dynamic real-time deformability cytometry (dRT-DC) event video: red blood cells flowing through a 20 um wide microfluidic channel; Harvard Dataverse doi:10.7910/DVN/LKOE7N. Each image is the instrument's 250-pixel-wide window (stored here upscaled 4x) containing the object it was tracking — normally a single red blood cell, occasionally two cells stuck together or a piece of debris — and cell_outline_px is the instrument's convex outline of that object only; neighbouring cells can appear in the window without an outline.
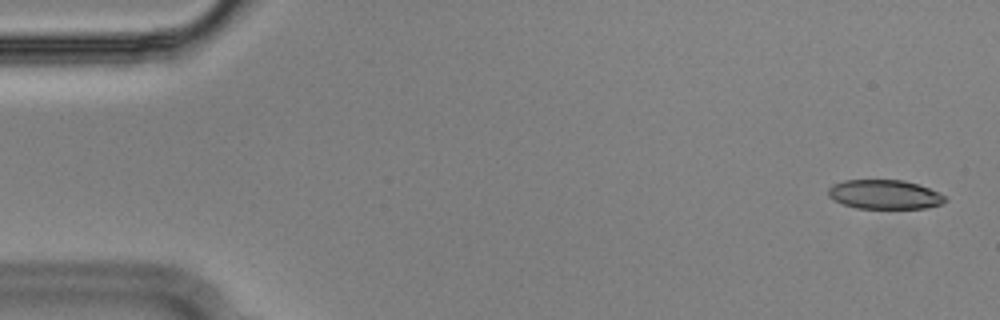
{"species": "Egyptian fruit bat (a non-hibernating species)", "species_latin": "Rousettus aegyptiacus", "temperature_condition": "cold", "stored_images_in_passage": 55, "camera_frame_rate_fps": 3000, "um_per_image_px": 0.085, "animal": {"sex": "male"}, "frame": {"image": 1, "passage_image": 2, "time_ms": 0.333, "image_size_px": [1000, 320], "cell_outline_px": [[948, 200], [940, 204], [928, 208], [856, 208], [844, 204], [828, 196], [828, 188], [832, 184], [844, 180], [904, 180], [940, 192]], "centroid_in_image_um": [75.19, 16.52], "position_along_channel_um": 9.8, "area_um2": 19.83}}
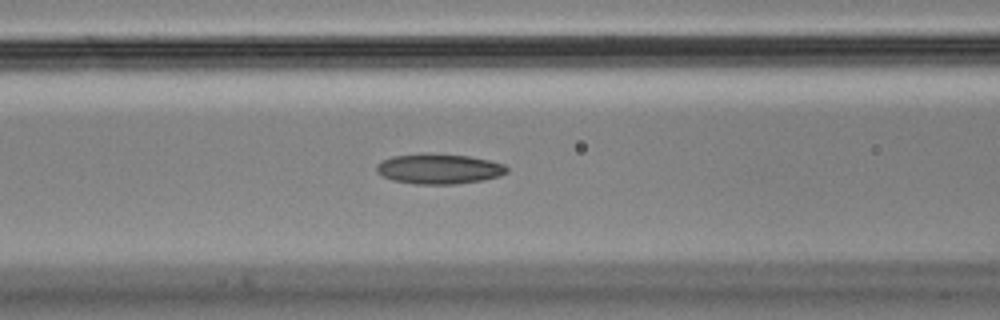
{"frame": {"image": 2, "passage_image": 22, "time_ms": 7.0, "image_size_px": [1000, 320], "cell_outline_px": [[508, 172], [500, 176], [484, 180], [456, 184], [416, 184], [392, 180], [376, 172], [376, 164], [392, 156], [424, 152], [428, 152], [468, 156], [488, 160], [504, 164], [508, 168]], "centroid_in_image_um": [37.31, 14.34], "position_along_channel_um": 129.3, "area_um2": 23.18}}
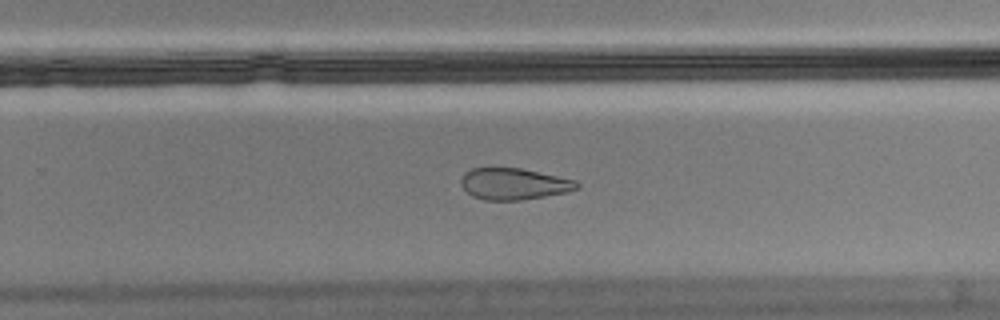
{"frame": {"image": 3, "passage_image": 35, "time_ms": 11.333, "image_size_px": [1000, 320], "cell_outline_px": [[580, 188], [568, 192], [520, 200], [484, 200], [472, 196], [460, 184], [460, 180], [464, 172], [472, 168], [520, 168], [576, 180], [580, 184]], "centroid_in_image_um": [43.68, 15.63], "position_along_channel_um": 286.1, "area_um2": 21.27}, "authors_computed_cell_mechanics": {"area_um2": 22.3108, "velocity_mm_per_s": 3.6259, "shape_relaxation_time_tau1_ms": null, "shape_relaxation_time_tau2_ms": 5.3531, "deformation_change_tau1": null, "deformation_change_tau2": 0.1342}}